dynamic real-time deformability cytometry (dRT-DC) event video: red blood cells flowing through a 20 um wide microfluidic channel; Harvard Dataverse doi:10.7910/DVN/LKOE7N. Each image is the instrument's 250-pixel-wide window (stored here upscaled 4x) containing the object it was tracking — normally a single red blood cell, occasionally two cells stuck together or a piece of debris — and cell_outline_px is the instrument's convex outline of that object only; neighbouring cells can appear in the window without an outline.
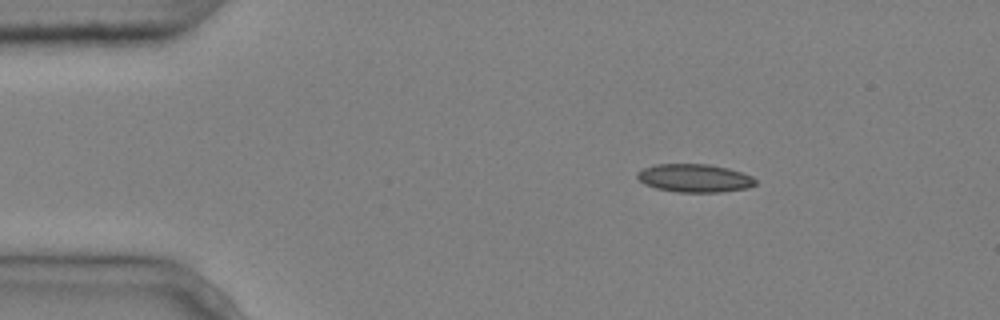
{"species": "common noctule bat (a hibernating species)", "species_latin": "Nyctalus noctula", "temperature_condition": "cold", "stored_images_in_passage": 4, "camera_frame_rate_fps": 3000, "um_per_image_px": 0.085, "animal": {"sex": "male", "body_mass_g": 20.4}, "frame": {"image": 1, "passage_image": 2, "time_ms": 0.333, "image_size_px": [1000, 320], "cell_outline_px": [[756, 184], [748, 188], [720, 192], [676, 192], [656, 188], [644, 184], [636, 176], [636, 172], [644, 168], [656, 164], [708, 164], [728, 168], [752, 176], [756, 180]], "centroid_in_image_um": [59.03, 15.14], "position_along_channel_um": 26.0, "area_um2": 19.42}}